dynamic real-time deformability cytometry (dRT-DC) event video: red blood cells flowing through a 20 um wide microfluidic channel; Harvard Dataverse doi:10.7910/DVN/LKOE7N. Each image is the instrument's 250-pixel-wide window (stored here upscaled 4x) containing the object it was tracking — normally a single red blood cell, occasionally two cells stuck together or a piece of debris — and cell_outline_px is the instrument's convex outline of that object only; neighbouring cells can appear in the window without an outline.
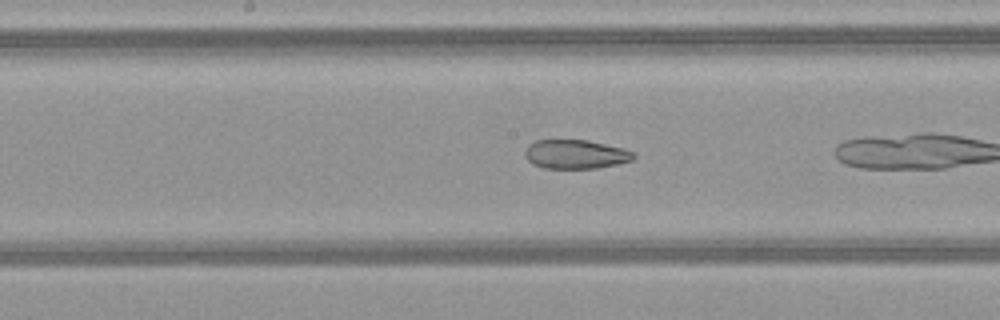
{"species": "common noctule bat (a hibernating species)", "species_latin": "Nyctalus noctula", "temperature_condition": "warm", "stored_images_in_passage": 35, "camera_frame_rate_fps": 3000, "um_per_image_px": 0.085, "animal": {"sex": "female", "body_mass_g": 21.9}, "frame": {"image": 1, "passage_image": 16, "time_ms": 5.0, "image_size_px": [1000, 320], "cell_outline_px": [[636, 156], [632, 160], [616, 164], [596, 168], [544, 168], [532, 164], [524, 156], [524, 152], [528, 144], [536, 140], [588, 140], [624, 148], [632, 152]], "centroid_in_image_um": [48.89, 13.1], "position_along_channel_um": 199.3, "area_um2": 18.38}, "authors_computed_cell_mechanics": {"area_um2": 20.5768, "velocity_mm_per_s": 4.1262, "shape_relaxation_time_tau1_ms": null, "shape_relaxation_time_tau2_ms": 2.3649, "deformation_change_tau1": null, "deformation_change_tau2": 0.0939}}